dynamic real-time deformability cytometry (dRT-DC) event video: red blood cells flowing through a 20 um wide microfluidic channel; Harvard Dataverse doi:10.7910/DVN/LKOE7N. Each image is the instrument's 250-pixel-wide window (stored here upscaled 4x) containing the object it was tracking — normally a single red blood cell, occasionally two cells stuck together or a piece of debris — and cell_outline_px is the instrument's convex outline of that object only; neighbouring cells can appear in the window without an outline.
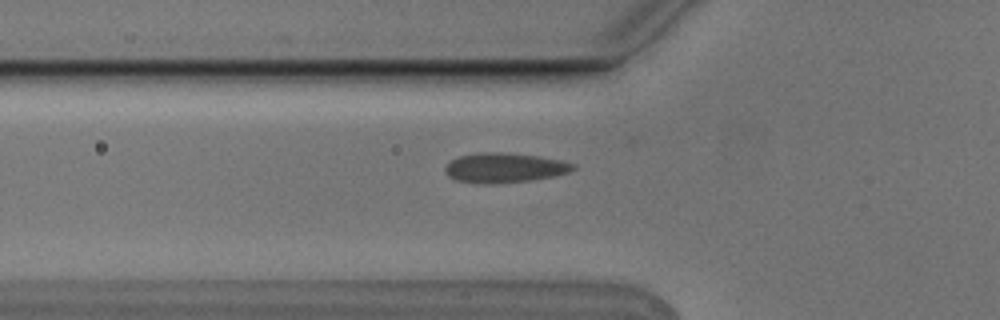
{"species": "Egyptian fruit bat (a non-hibernating species)", "species_latin": "Rousettus aegyptiacus", "temperature_condition": "cold", "stored_images_in_passage": 6, "camera_frame_rate_fps": 3000, "um_per_image_px": 0.085, "animal": {"sex": "male"}, "frame": {"image": 1, "passage_image": 6, "time_ms": 1.667, "image_size_px": [1000, 320], "cell_outline_px": [[576, 168], [568, 172], [552, 176], [532, 180], [492, 184], [484, 184], [456, 180], [448, 176], [444, 172], [444, 168], [452, 160], [460, 156], [480, 152], [500, 152], [536, 156], [560, 160], [576, 164]], "centroid_in_image_um": [42.86, 14.26], "position_along_channel_um": 82.9, "area_um2": 22.02}}